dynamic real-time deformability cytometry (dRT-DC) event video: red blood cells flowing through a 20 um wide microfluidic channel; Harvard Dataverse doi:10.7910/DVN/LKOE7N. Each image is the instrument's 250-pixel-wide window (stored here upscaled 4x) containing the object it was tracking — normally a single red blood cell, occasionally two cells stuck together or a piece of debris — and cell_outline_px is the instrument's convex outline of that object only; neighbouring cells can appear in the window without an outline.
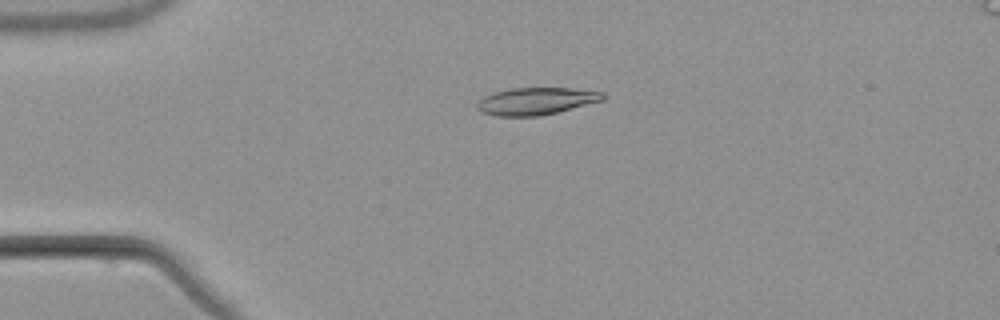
{"species": "common noctule bat (a hibernating species)", "species_latin": "Nyctalus noctula", "temperature_condition": "warm", "stored_images_in_passage": 4, "camera_frame_rate_fps": 3000, "um_per_image_px": 0.085, "animal": {"sex": "male", "body_mass_g": 21.5, "forearm_length_mm": 52.0}, "frame": {"image": 1, "passage_image": 4, "time_ms": 3.667, "image_size_px": [1000, 320], "cell_outline_px": [[608, 96], [604, 100], [540, 116], [496, 116], [480, 112], [476, 108], [476, 104], [484, 96], [492, 92], [512, 88], [572, 88], [604, 92]], "centroid_in_image_um": [45.56, 8.59], "position_along_channel_um": 39.4, "area_um2": 20.11}}